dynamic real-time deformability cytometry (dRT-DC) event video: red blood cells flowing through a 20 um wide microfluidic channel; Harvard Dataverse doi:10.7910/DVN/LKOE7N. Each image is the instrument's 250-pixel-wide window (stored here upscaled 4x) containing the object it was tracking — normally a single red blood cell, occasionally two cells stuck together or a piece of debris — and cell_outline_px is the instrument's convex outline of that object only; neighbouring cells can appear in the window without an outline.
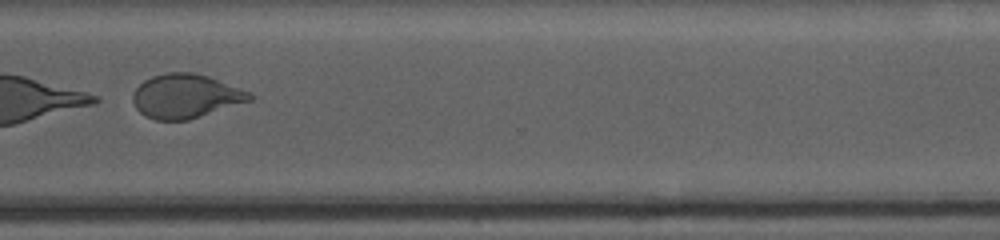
{"species": "human", "species_latin": "Homo sapiens", "temperature_condition": "cold", "stored_images_in_passage": 49, "segment_of_instrument_passage": [2, 2], "camera_frame_rate_fps": 3000, "um_per_image_px": 0.085, "donor": {"sex": "female"}, "frame": {"image": 1, "passage_image": 39, "time_ms": 12.667, "image_size_px": [1000, 240], "cell_outline_px": [[256, 96], [252, 100], [188, 120], [156, 120], [144, 116], [136, 108], [132, 100], [132, 96], [136, 88], [144, 80], [152, 76], [168, 72], [192, 72], [208, 76], [252, 92]], "centroid_in_image_um": [15.8, 8.17], "position_along_channel_um": 354.8, "area_um2": 30.11}}